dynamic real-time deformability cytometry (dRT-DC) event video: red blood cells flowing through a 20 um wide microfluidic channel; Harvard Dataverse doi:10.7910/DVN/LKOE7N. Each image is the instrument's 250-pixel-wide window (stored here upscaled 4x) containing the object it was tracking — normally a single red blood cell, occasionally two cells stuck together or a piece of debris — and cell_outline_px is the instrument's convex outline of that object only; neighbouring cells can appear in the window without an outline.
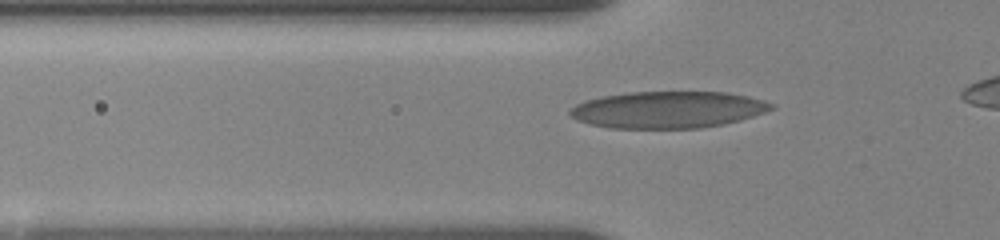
{"species": "human", "species_latin": "Homo sapiens", "temperature_condition": "room temperature", "stored_images_in_passage": 73, "camera_frame_rate_fps": 3000, "um_per_image_px": 0.085, "donor": {"sex": "female"}, "frame": {"image": 1, "passage_image": 5, "time_ms": 1.667, "image_size_px": [1000, 240], "cell_outline_px": [[776, 108], [740, 120], [724, 124], [700, 128], [608, 128], [576, 120], [568, 112], [576, 104], [584, 100], [600, 96], [628, 92], [728, 92], [748, 96], [764, 100], [776, 104]], "centroid_in_image_um": [56.79, 9.32], "position_along_channel_um": 69.0, "area_um2": 43.35}}
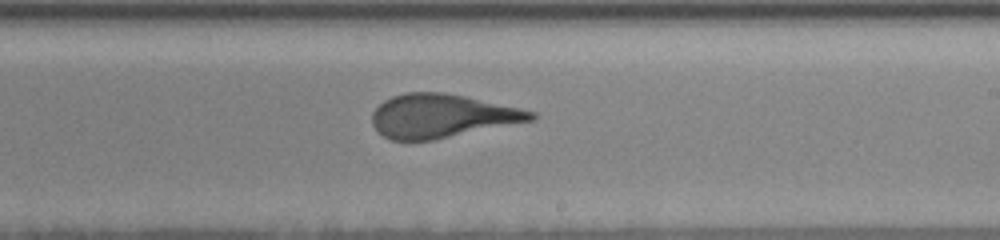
{"frame": {"image": 2, "passage_image": 40, "time_ms": 6.667, "image_size_px": [1000, 240], "cell_outline_px": [[536, 120], [432, 140], [392, 140], [384, 136], [372, 124], [372, 112], [384, 100], [392, 96], [408, 92], [444, 92], [464, 96], [536, 112]], "centroid_in_image_um": [37.55, 9.85], "position_along_channel_um": 251.4, "area_um2": 40.06}}
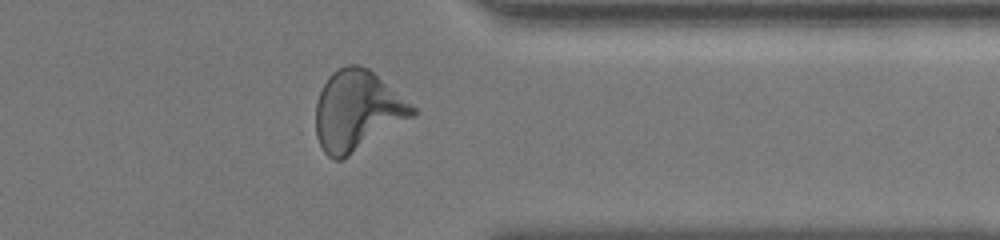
{"frame": {"image": 3, "passage_image": 61, "time_ms": 10.333, "image_size_px": [1000, 240], "cell_outline_px": [[416, 112], [412, 116], [348, 156], [340, 160], [332, 160], [324, 152], [316, 136], [316, 100], [328, 76], [332, 72], [344, 64], [360, 64], [368, 68], [416, 108]], "centroid_in_image_um": [30.31, 9.38], "position_along_channel_um": 381.1, "area_um2": 44.51}, "authors_computed_cell_mechanics": {"area_um2": 41.2692, "velocity_mm_per_s": 3.6602, "shape_relaxation_time_tau1_ms": 5.3917, "shape_relaxation_time_tau2_ms": 0.9017, "deformation_change_tau1": 0.1893, "deformation_change_tau2": 0.0848}}